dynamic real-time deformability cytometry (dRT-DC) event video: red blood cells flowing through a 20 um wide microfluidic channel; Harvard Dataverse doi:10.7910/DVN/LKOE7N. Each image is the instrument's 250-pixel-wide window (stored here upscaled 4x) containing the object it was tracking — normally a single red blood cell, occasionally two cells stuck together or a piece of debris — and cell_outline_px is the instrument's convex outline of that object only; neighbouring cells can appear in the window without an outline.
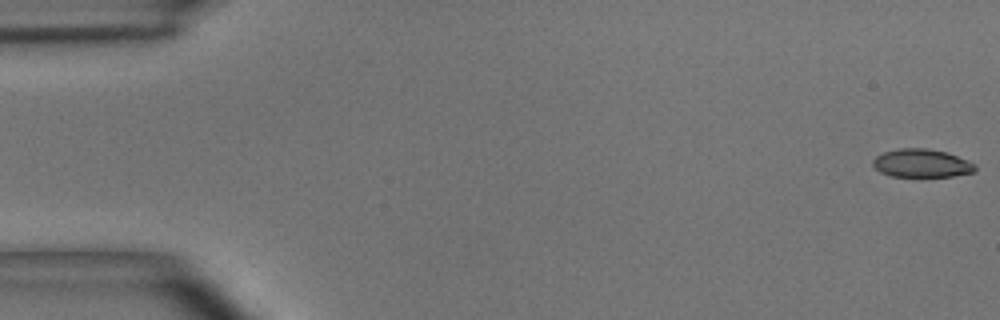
{"species": "common noctule bat (a hibernating species)", "species_latin": "Nyctalus noctula", "temperature_condition": "room temperature", "stored_images_in_passage": 55, "camera_frame_rate_fps": 3000, "um_per_image_px": 0.085, "animal": {"sex": "male", "body_mass_g": 15.6}, "frame": {"image": 1, "passage_image": 1, "time_ms": 0.0, "image_size_px": [1000, 320], "cell_outline_px": [[976, 168], [972, 172], [952, 176], [892, 176], [880, 172], [872, 164], [872, 160], [876, 156], [884, 152], [900, 148], [924, 148], [948, 152], [968, 160], [976, 164]], "centroid_in_image_um": [78.34, 13.86], "position_along_channel_um": 6.7, "area_um2": 16.76}}
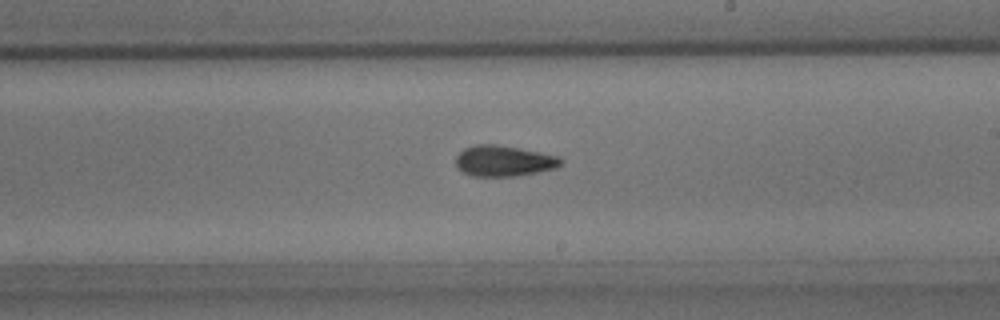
{"frame": {"image": 2, "passage_image": 32, "time_ms": 10.333, "image_size_px": [1000, 320], "cell_outline_px": [[564, 160], [556, 168], [516, 176], [472, 176], [456, 168], [456, 156], [464, 148], [476, 144], [496, 144], [556, 156]], "centroid_in_image_um": [42.77, 13.68], "position_along_channel_um": 246.2, "area_um2": 18.61}}
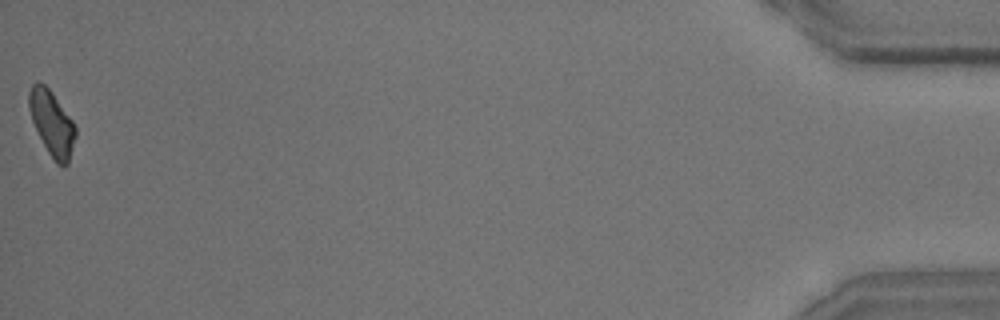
{"frame": {"image": 3, "passage_image": 55, "time_ms": 18.0, "image_size_px": [1000, 320], "cell_outline_px": [[76, 136], [68, 164], [56, 164], [48, 152], [32, 120], [28, 108], [28, 92], [32, 84], [36, 80], [44, 84], [52, 92], [72, 120], [76, 128]], "centroid_in_image_um": [4.4, 10.43], "position_along_channel_um": 430.8, "area_um2": 17.4}, "authors_computed_cell_mechanics": {"area_um2": 18.0336, "velocity_mm_per_s": 3.6536, "shape_relaxation_time_tau1_ms": 4.3636, "shape_relaxation_time_tau2_ms": 4.9953, "deformation_change_tau1": 0.1396, "deformation_change_tau2": 0.1357}}